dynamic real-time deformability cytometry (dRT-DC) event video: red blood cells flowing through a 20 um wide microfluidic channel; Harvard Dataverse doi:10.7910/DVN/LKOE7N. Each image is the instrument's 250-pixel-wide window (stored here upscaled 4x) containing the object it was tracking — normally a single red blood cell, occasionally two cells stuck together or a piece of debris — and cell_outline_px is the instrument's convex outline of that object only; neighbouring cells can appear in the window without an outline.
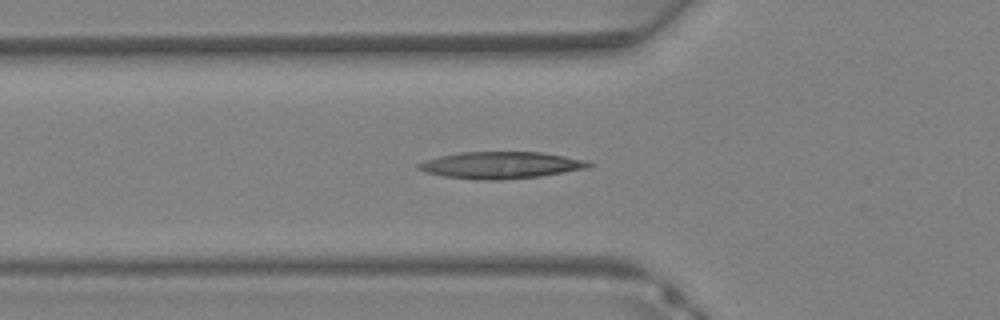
{"species": "Egyptian fruit bat (a non-hibernating species)", "species_latin": "Rousettus aegyptiacus", "temperature_condition": "warm", "stored_images_in_passage": 32, "camera_frame_rate_fps": 3000, "um_per_image_px": 0.085, "animal": {"sex": "female"}, "frame": {"image": 1, "passage_image": 7, "time_ms": 2.0, "image_size_px": [1000, 320], "cell_outline_px": [[596, 164], [588, 168], [540, 176], [500, 180], [476, 180], [444, 176], [424, 172], [416, 168], [416, 164], [424, 160], [440, 156], [460, 152], [540, 152], [588, 160]], "centroid_in_image_um": [42.57, 14.04], "position_along_channel_um": 83.2, "area_um2": 26.82}}
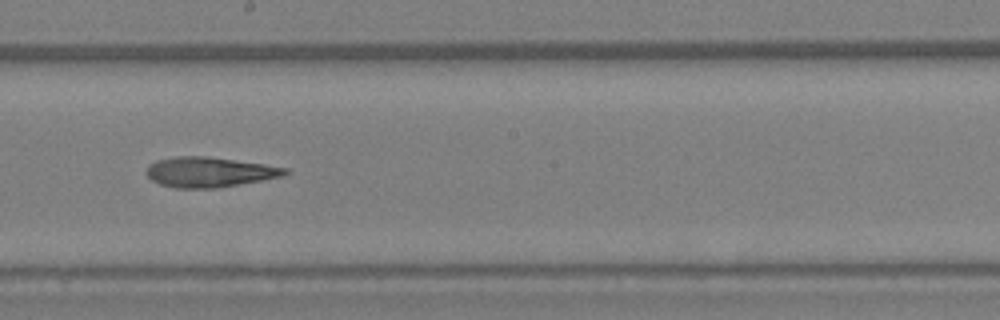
{"frame": {"image": 2, "passage_image": 15, "time_ms": 4.667, "image_size_px": [1000, 320], "cell_outline_px": [[292, 172], [284, 176], [216, 188], [176, 188], [160, 184], [152, 180], [144, 172], [148, 164], [156, 160], [176, 156], [204, 156], [264, 164], [288, 168]], "centroid_in_image_um": [17.78, 14.62], "position_along_channel_um": 230.4, "area_um2": 24.33}}
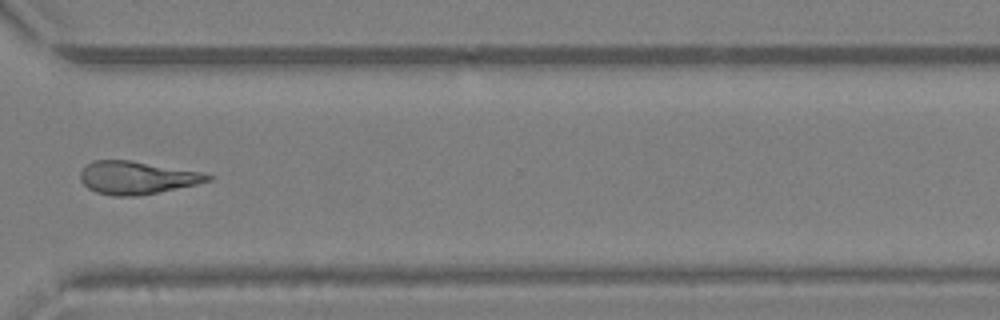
{"frame": {"image": 3, "passage_image": 22, "time_ms": 7.0, "image_size_px": [1000, 320], "cell_outline_px": [[212, 180], [196, 184], [136, 196], [112, 196], [96, 192], [88, 188], [80, 180], [80, 172], [92, 160], [132, 160], [200, 172], [212, 176]], "centroid_in_image_um": [11.59, 15.1], "position_along_channel_um": 359.0, "area_um2": 24.16}}